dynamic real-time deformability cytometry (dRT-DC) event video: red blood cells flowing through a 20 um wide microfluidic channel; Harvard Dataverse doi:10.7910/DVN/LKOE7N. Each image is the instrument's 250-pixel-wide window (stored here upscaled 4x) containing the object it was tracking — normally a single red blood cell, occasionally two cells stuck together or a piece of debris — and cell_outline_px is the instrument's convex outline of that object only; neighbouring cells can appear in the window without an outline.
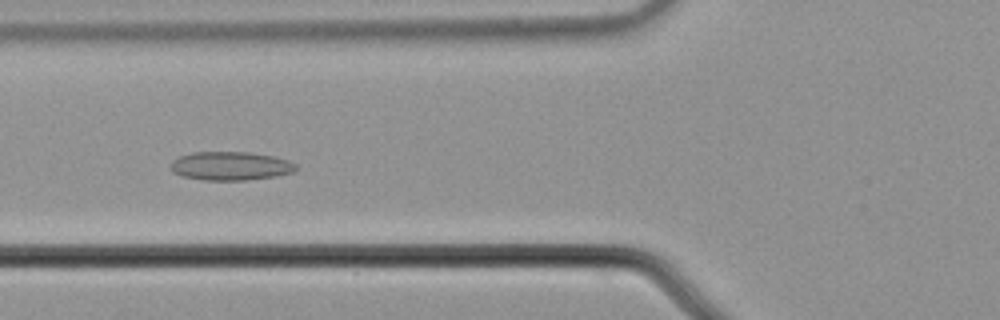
{"species": "common noctule bat (a hibernating species)", "species_latin": "Nyctalus noctula", "temperature_condition": "cold", "stored_images_in_passage": 58, "camera_frame_rate_fps": 3000, "um_per_image_px": 0.085, "animal": {"sex": "male", "body_mass_g": 21.5, "forearm_length_mm": 52.0}, "frame": {"image": 1, "passage_image": 23, "time_ms": 7.333, "image_size_px": [1000, 320], "cell_outline_px": [[296, 168], [292, 172], [276, 176], [244, 180], [204, 180], [184, 176], [172, 172], [172, 160], [180, 156], [192, 152], [248, 152], [272, 156], [288, 160], [296, 164]], "centroid_in_image_um": [19.59, 14.1], "position_along_channel_um": 106.2, "area_um2": 20.69}}
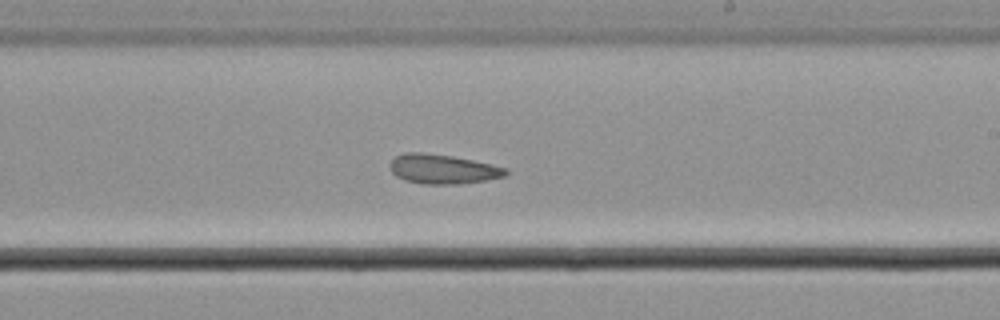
{"frame": {"image": 2, "passage_image": 35, "time_ms": 11.333, "image_size_px": [1000, 320], "cell_outline_px": [[508, 172], [504, 176], [484, 180], [460, 184], [420, 184], [404, 180], [396, 176], [392, 172], [388, 164], [396, 156], [404, 152], [420, 152], [452, 156], [472, 160], [504, 168]], "centroid_in_image_um": [37.55, 14.37], "position_along_channel_um": 251.5, "area_um2": 19.71}}
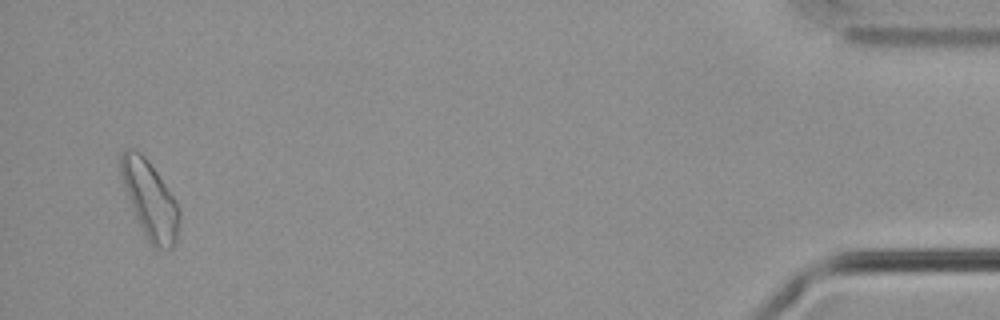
{"frame": {"image": 3, "passage_image": 56, "time_ms": 18.333, "image_size_px": [1000, 320], "cell_outline_px": [[180, 220], [176, 240], [172, 248], [152, 248], [132, 208], [120, 176], [120, 156], [124, 148], [136, 148], [148, 160], [180, 208]], "centroid_in_image_um": [12.73, 16.95], "position_along_channel_um": 422.5, "area_um2": 26.01}, "authors_computed_cell_mechanics": {"area_um2": 21.5016, "velocity_mm_per_s": 3.6309, "shape_relaxation_time_tau1_ms": null, "shape_relaxation_time_tau2_ms": 2.3998, "deformation_change_tau1": null, "deformation_change_tau2": 0.0869}}